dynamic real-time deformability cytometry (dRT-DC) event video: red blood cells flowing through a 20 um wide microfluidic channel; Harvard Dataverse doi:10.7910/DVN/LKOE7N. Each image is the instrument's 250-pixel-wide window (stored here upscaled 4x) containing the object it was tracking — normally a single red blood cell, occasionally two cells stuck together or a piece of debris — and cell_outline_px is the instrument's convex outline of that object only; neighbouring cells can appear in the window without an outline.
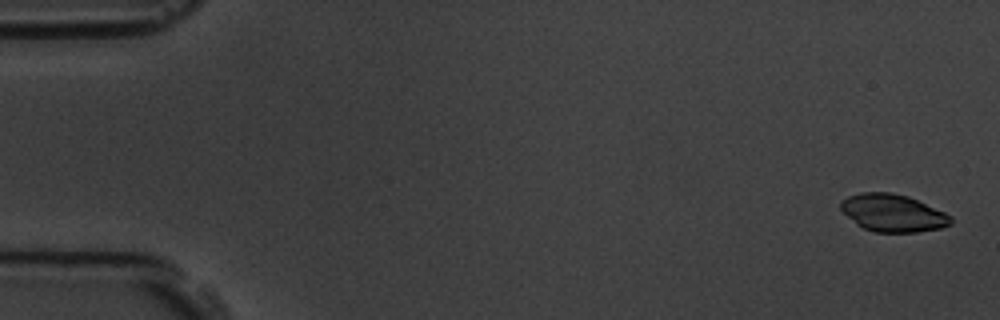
{"species": "common noctule bat (a hibernating species)", "species_latin": "Nyctalus noctula", "temperature_condition": "room temperature", "stored_images_in_passage": 7, "camera_frame_rate_fps": 3000, "um_per_image_px": 0.085, "animal": {"sex": "male", "body_mass_g": 19.5, "forearm_length_mm": 54.6}, "frame": {"image": 1, "passage_image": 1, "time_ms": 0.0, "image_size_px": [1000, 320], "cell_outline_px": [[952, 224], [940, 228], [916, 232], [876, 232], [864, 228], [856, 224], [840, 208], [840, 200], [848, 196], [860, 192], [892, 192], [908, 196], [944, 212], [952, 216]], "centroid_in_image_um": [75.88, 18.09], "position_along_channel_um": 9.1, "area_um2": 23.99}}
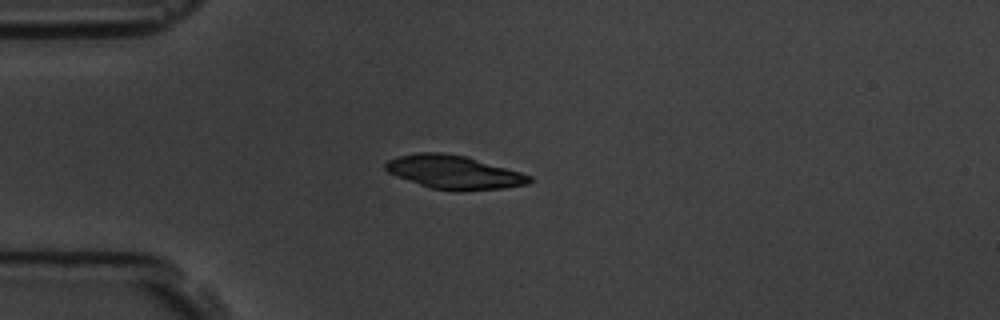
{"frame": {"image": 2, "passage_image": 4, "time_ms": 4.333, "image_size_px": [1000, 320], "cell_outline_px": [[536, 180], [528, 184], [504, 188], [432, 188], [396, 176], [388, 172], [384, 168], [384, 164], [388, 160], [396, 156], [416, 152], [444, 152], [464, 156], [520, 172], [532, 176]], "centroid_in_image_um": [38.55, 14.58], "position_along_channel_um": 46.4, "area_um2": 27.22}}